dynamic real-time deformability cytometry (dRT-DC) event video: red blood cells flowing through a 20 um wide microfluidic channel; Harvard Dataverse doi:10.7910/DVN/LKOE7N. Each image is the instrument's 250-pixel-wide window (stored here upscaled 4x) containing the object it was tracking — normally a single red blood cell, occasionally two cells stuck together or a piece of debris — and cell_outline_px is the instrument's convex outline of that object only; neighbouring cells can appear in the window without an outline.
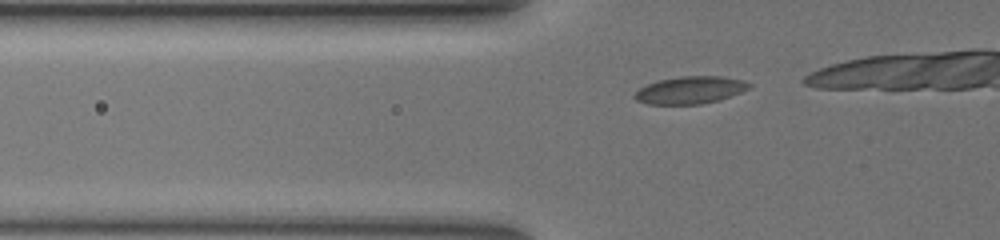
{"species": "common noctule bat (a hibernating species)", "species_latin": "Nyctalus noctula", "temperature_condition": "warm", "stored_images_in_passage": 10, "camera_frame_rate_fps": 3000, "um_per_image_px": 0.085, "animal": {"sex": "female", "body_mass_g": 19.5, "forearm_length_mm": 54.1}, "frame": {"image": 1, "passage_image": 4, "time_ms": 1.0, "image_size_px": [1000, 240], "cell_outline_px": [[752, 84], [748, 88], [740, 92], [720, 100], [700, 104], [648, 104], [636, 100], [632, 96], [640, 88], [648, 84], [660, 80], [680, 76], [724, 76], [744, 80]], "centroid_in_image_um": [58.68, 7.65], "position_along_channel_um": 67.1, "area_um2": 18.21}}
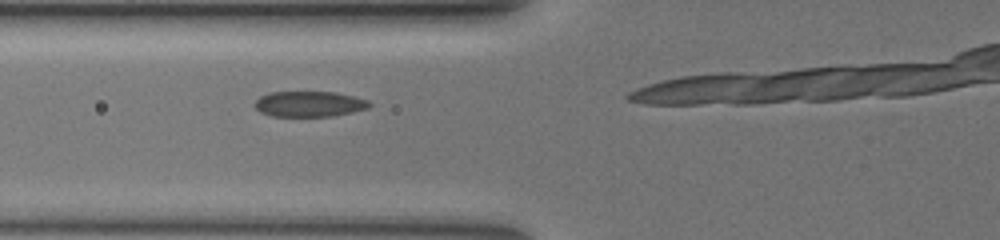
{"frame": {"image": 2, "passage_image": 7, "time_ms": 2.0, "image_size_px": [1000, 240], "cell_outline_px": [[372, 104], [368, 108], [352, 112], [332, 116], [272, 116], [260, 112], [256, 108], [256, 100], [260, 96], [268, 92], [336, 92], [368, 100]], "centroid_in_image_um": [26.29, 8.83], "position_along_channel_um": 99.5, "area_um2": 16.99}}